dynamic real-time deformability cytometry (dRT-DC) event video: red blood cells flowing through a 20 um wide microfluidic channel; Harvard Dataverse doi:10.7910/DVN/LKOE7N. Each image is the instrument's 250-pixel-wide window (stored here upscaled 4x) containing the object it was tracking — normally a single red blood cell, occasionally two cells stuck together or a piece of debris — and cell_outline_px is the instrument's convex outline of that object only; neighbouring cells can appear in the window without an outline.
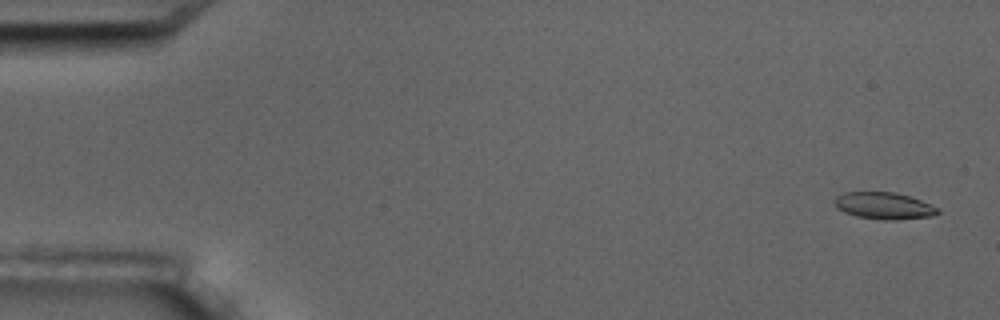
{"species": "common noctule bat (a hibernating species)", "species_latin": "Nyctalus noctula", "temperature_condition": "room temperature", "stored_images_in_passage": 16, "camera_frame_rate_fps": 3000, "um_per_image_px": 0.085, "animal": {"sex": "male", "body_mass_g": 17.5, "forearm_length_mm": 52.3}, "frame": {"image": 1, "passage_image": 1, "time_ms": 0.0, "image_size_px": [1000, 320], "cell_outline_px": [[940, 212], [932, 216], [896, 220], [884, 220], [856, 216], [844, 212], [836, 208], [832, 200], [836, 196], [844, 192], [896, 192], [920, 200], [940, 208]], "centroid_in_image_um": [75.11, 17.49], "position_along_channel_um": 9.9, "area_um2": 16.3}}
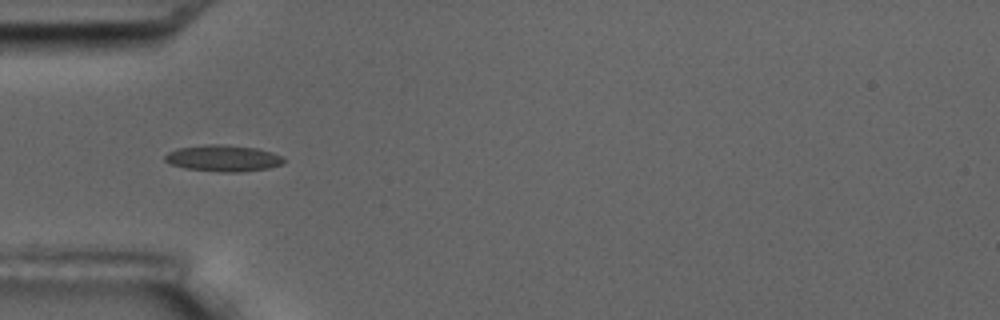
{"frame": {"image": 2, "passage_image": 5, "time_ms": 5.333, "image_size_px": [1000, 320], "cell_outline_px": [[284, 164], [268, 168], [240, 172], [224, 172], [184, 168], [172, 164], [164, 160], [164, 156], [168, 152], [176, 148], [204, 144], [224, 144], [256, 148], [272, 152], [280, 156], [284, 160]], "centroid_in_image_um": [18.95, 13.44], "position_along_channel_um": 66.1, "area_um2": 18.32}}
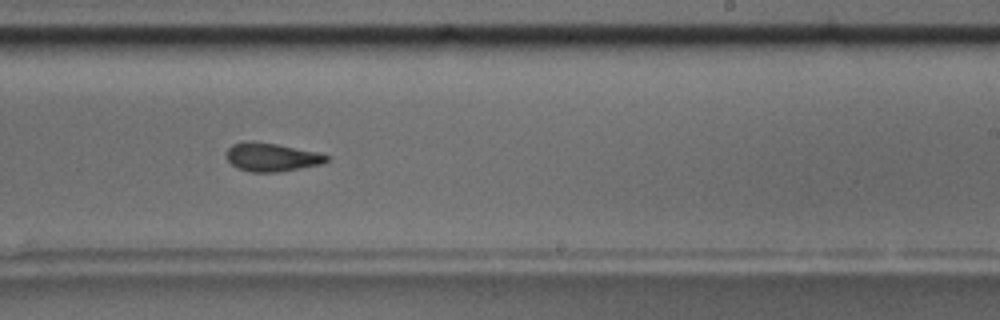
{"frame": {"image": 3, "passage_image": 10, "time_ms": 11.0, "image_size_px": [1000, 320], "cell_outline_px": [[328, 160], [324, 164], [280, 172], [252, 172], [236, 168], [228, 160], [228, 148], [232, 144], [248, 140], [252, 140], [276, 144], [316, 152], [328, 156]], "centroid_in_image_um": [23.09, 13.36], "position_along_channel_um": 265.9, "area_um2": 16.59}, "authors_computed_cell_mechanics": {"area_um2": 16.7042, "velocity_mm_per_s": 3.5404, "shape_relaxation_time_tau1_ms": 6.9579, "shape_relaxation_time_tau2_ms": 2.342, "deformation_change_tau1": 0.1628, "deformation_change_tau2": 0.0666}}